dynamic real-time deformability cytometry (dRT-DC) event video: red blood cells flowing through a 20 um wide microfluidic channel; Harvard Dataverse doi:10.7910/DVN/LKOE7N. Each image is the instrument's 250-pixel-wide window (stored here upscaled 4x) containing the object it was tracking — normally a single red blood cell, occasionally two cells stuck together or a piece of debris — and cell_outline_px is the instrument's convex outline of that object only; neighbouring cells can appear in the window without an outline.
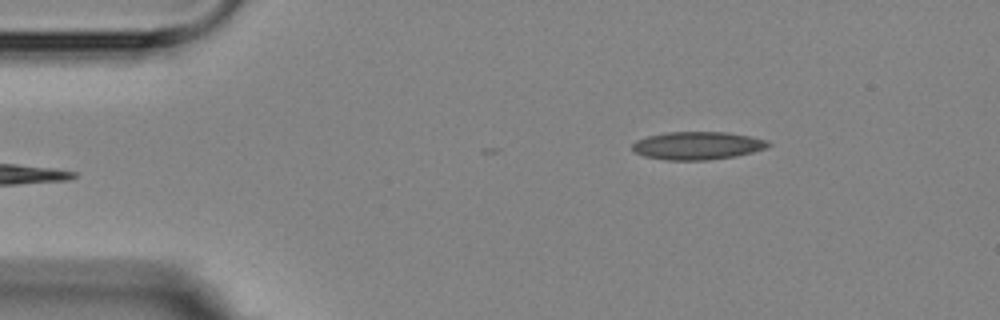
{"species": "Egyptian fruit bat (a non-hibernating species)", "species_latin": "Rousettus aegyptiacus", "temperature_condition": "room temperature", "stored_images_in_passage": 6, "camera_frame_rate_fps": 3000, "um_per_image_px": 0.085, "animal": {"sex": "female"}, "frame": {"image": 1, "passage_image": 6, "time_ms": 5.667, "image_size_px": [1000, 320], "cell_outline_px": [[772, 144], [768, 148], [736, 156], [708, 160], [668, 160], [644, 156], [636, 152], [632, 148], [632, 144], [636, 140], [648, 136], [668, 132], [728, 132], [768, 140]], "centroid_in_image_um": [59.32, 12.38], "position_along_channel_um": 25.7, "area_um2": 22.14}}